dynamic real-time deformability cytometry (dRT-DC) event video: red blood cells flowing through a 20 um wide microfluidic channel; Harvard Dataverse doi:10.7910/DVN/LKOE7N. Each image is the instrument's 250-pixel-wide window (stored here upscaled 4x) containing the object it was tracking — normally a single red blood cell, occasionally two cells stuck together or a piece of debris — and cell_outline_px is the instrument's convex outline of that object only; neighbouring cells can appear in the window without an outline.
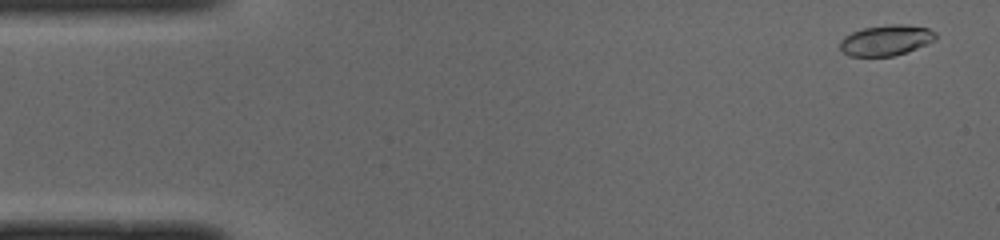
{"species": "common noctule bat (a hibernating species)", "species_latin": "Nyctalus noctula", "temperature_condition": "cold", "stored_images_in_passage": 13, "camera_frame_rate_fps": 3000, "um_per_image_px": 0.085, "animal": {"sex": "male", "body_mass_g": 19.0, "forearm_length_mm": 50.8}, "frame": {"image": 1, "passage_image": 2, "time_ms": 0.333, "image_size_px": [1000, 240], "cell_outline_px": [[936, 40], [908, 52], [892, 56], [848, 56], [840, 48], [840, 40], [844, 36], [852, 32], [864, 28], [888, 24], [904, 24], [928, 28], [936, 32]], "centroid_in_image_um": [75.33, 3.42], "position_along_channel_um": 9.7, "area_um2": 17.17}}
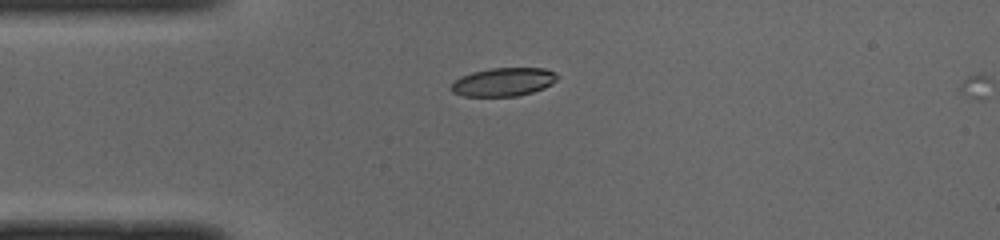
{"frame": {"image": 2, "passage_image": 12, "time_ms": 3.667, "image_size_px": [1000, 240], "cell_outline_px": [[560, 76], [552, 84], [544, 88], [532, 92], [516, 96], [464, 96], [452, 92], [448, 88], [460, 76], [472, 72], [488, 68], [544, 68], [556, 72]], "centroid_in_image_um": [42.8, 6.96], "position_along_channel_um": 42.2, "area_um2": 17.74}}